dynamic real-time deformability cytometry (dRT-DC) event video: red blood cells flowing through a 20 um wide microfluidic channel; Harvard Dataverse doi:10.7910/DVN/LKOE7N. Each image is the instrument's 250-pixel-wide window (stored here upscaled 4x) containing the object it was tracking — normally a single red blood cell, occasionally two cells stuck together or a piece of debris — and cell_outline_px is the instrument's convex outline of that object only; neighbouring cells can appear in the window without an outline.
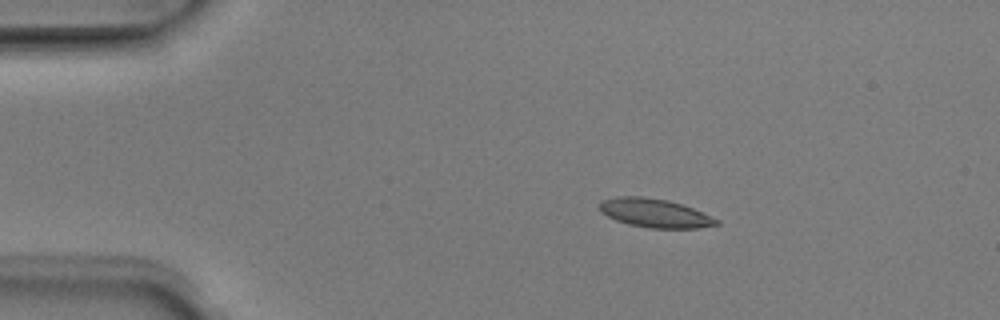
{"species": "Egyptian fruit bat (a non-hibernating species)", "species_latin": "Rousettus aegyptiacus", "temperature_condition": "room temperature", "stored_images_in_passage": 6, "camera_frame_rate_fps": 3000, "um_per_image_px": 0.085, "animal": {"sex": "male"}, "frame": {"image": 1, "passage_image": 1, "time_ms": 0.0, "image_size_px": [1000, 320], "cell_outline_px": [[720, 224], [696, 228], [648, 228], [628, 224], [616, 220], [600, 212], [600, 200], [616, 196], [644, 196], [668, 200], [692, 208], [720, 220]], "centroid_in_image_um": [55.63, 18.1], "position_along_channel_um": 29.4, "area_um2": 19.59}}
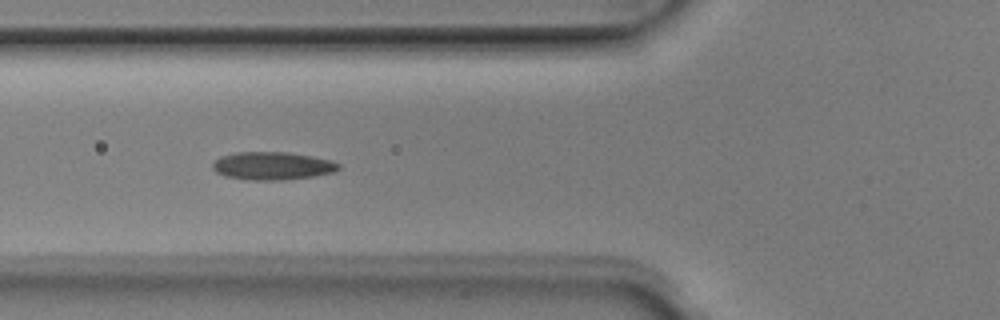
{"frame": {"image": 2, "passage_image": 4, "time_ms": 1.0, "image_size_px": [1000, 320], "cell_outline_px": [[340, 168], [336, 172], [312, 176], [280, 180], [248, 180], [224, 176], [216, 172], [212, 168], [212, 164], [220, 156], [236, 152], [288, 152], [312, 156], [332, 160], [340, 164]], "centroid_in_image_um": [23.16, 14.09], "position_along_channel_um": 102.6, "area_um2": 20.63}}
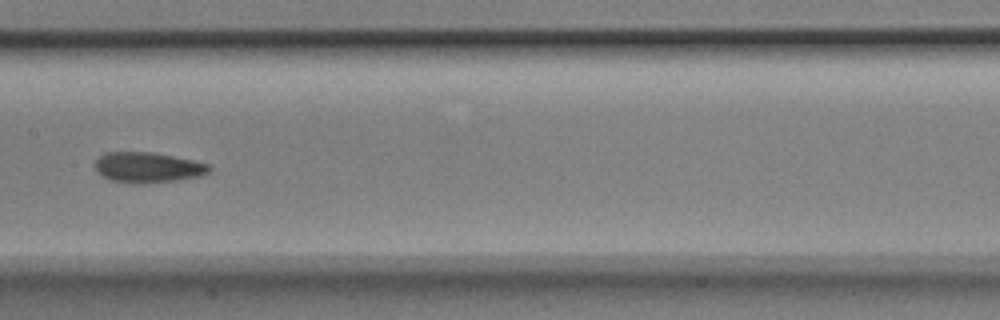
{"frame": {"image": 3, "passage_image": 6, "time_ms": 1.667, "image_size_px": [1000, 320], "cell_outline_px": [[212, 168], [204, 176], [176, 180], [140, 184], [132, 184], [112, 180], [104, 176], [96, 168], [96, 160], [104, 152], [152, 152], [192, 160], [208, 164]], "centroid_in_image_um": [12.6, 14.23], "position_along_channel_um": 194.8, "area_um2": 20.11}}